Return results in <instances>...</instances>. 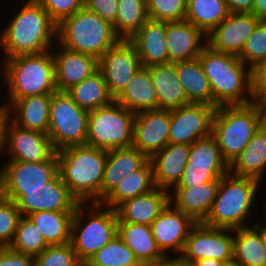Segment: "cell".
<instances>
[{"label":"cell","instance_id":"ffe728a7","mask_svg":"<svg viewBox=\"0 0 266 266\" xmlns=\"http://www.w3.org/2000/svg\"><path fill=\"white\" fill-rule=\"evenodd\" d=\"M57 91L67 92L98 70V59L62 47L58 42L52 49Z\"/></svg>","mask_w":266,"mask_h":266},{"label":"cell","instance_id":"7c38bea8","mask_svg":"<svg viewBox=\"0 0 266 266\" xmlns=\"http://www.w3.org/2000/svg\"><path fill=\"white\" fill-rule=\"evenodd\" d=\"M181 256L193 261L213 258L222 262L233 258V229L196 223L189 231Z\"/></svg>","mask_w":266,"mask_h":266},{"label":"cell","instance_id":"ba28073f","mask_svg":"<svg viewBox=\"0 0 266 266\" xmlns=\"http://www.w3.org/2000/svg\"><path fill=\"white\" fill-rule=\"evenodd\" d=\"M120 38L113 25L85 7L57 27V42L64 48L100 59Z\"/></svg>","mask_w":266,"mask_h":266},{"label":"cell","instance_id":"d6a6232c","mask_svg":"<svg viewBox=\"0 0 266 266\" xmlns=\"http://www.w3.org/2000/svg\"><path fill=\"white\" fill-rule=\"evenodd\" d=\"M155 188L153 166L149 159L140 169L126 176L101 203L115 209L124 201L148 193Z\"/></svg>","mask_w":266,"mask_h":266},{"label":"cell","instance_id":"7dc6e473","mask_svg":"<svg viewBox=\"0 0 266 266\" xmlns=\"http://www.w3.org/2000/svg\"><path fill=\"white\" fill-rule=\"evenodd\" d=\"M228 172L229 171L184 169L180 182L174 188H190V186H200L201 184L211 180H220Z\"/></svg>","mask_w":266,"mask_h":266},{"label":"cell","instance_id":"83f0119b","mask_svg":"<svg viewBox=\"0 0 266 266\" xmlns=\"http://www.w3.org/2000/svg\"><path fill=\"white\" fill-rule=\"evenodd\" d=\"M229 172L263 183V178L266 176V122L254 134L245 149L229 165Z\"/></svg>","mask_w":266,"mask_h":266},{"label":"cell","instance_id":"4fadbf2b","mask_svg":"<svg viewBox=\"0 0 266 266\" xmlns=\"http://www.w3.org/2000/svg\"><path fill=\"white\" fill-rule=\"evenodd\" d=\"M56 153L48 134L20 128L10 119L6 121L4 159L6 156L8 161L36 163L49 160Z\"/></svg>","mask_w":266,"mask_h":266},{"label":"cell","instance_id":"ac0fdd59","mask_svg":"<svg viewBox=\"0 0 266 266\" xmlns=\"http://www.w3.org/2000/svg\"><path fill=\"white\" fill-rule=\"evenodd\" d=\"M260 21L253 13H230L207 35V45L215 51L239 56Z\"/></svg>","mask_w":266,"mask_h":266},{"label":"cell","instance_id":"6125c7cd","mask_svg":"<svg viewBox=\"0 0 266 266\" xmlns=\"http://www.w3.org/2000/svg\"><path fill=\"white\" fill-rule=\"evenodd\" d=\"M263 204L264 205H262V206H264V211H263V214H264V217H266V199H265V201L263 202ZM265 212V213H264Z\"/></svg>","mask_w":266,"mask_h":266},{"label":"cell","instance_id":"484cf974","mask_svg":"<svg viewBox=\"0 0 266 266\" xmlns=\"http://www.w3.org/2000/svg\"><path fill=\"white\" fill-rule=\"evenodd\" d=\"M168 203L169 192L156 187L118 205L115 208L117 221L151 225Z\"/></svg>","mask_w":266,"mask_h":266},{"label":"cell","instance_id":"4dcf8cb0","mask_svg":"<svg viewBox=\"0 0 266 266\" xmlns=\"http://www.w3.org/2000/svg\"><path fill=\"white\" fill-rule=\"evenodd\" d=\"M175 70L189 103L214 106L211 87L198 57L176 62Z\"/></svg>","mask_w":266,"mask_h":266},{"label":"cell","instance_id":"6da1fadb","mask_svg":"<svg viewBox=\"0 0 266 266\" xmlns=\"http://www.w3.org/2000/svg\"><path fill=\"white\" fill-rule=\"evenodd\" d=\"M0 32L1 59L52 50L58 25L36 0H24Z\"/></svg>","mask_w":266,"mask_h":266},{"label":"cell","instance_id":"f1b7e54d","mask_svg":"<svg viewBox=\"0 0 266 266\" xmlns=\"http://www.w3.org/2000/svg\"><path fill=\"white\" fill-rule=\"evenodd\" d=\"M115 101L134 114L158 109V99L149 69L141 66Z\"/></svg>","mask_w":266,"mask_h":266},{"label":"cell","instance_id":"3957f363","mask_svg":"<svg viewBox=\"0 0 266 266\" xmlns=\"http://www.w3.org/2000/svg\"><path fill=\"white\" fill-rule=\"evenodd\" d=\"M107 152L86 144L57 151L58 173L79 203L101 202Z\"/></svg>","mask_w":266,"mask_h":266},{"label":"cell","instance_id":"9a60e30c","mask_svg":"<svg viewBox=\"0 0 266 266\" xmlns=\"http://www.w3.org/2000/svg\"><path fill=\"white\" fill-rule=\"evenodd\" d=\"M216 107L190 103L171 109L169 143L191 145L212 135Z\"/></svg>","mask_w":266,"mask_h":266},{"label":"cell","instance_id":"603a6c76","mask_svg":"<svg viewBox=\"0 0 266 266\" xmlns=\"http://www.w3.org/2000/svg\"><path fill=\"white\" fill-rule=\"evenodd\" d=\"M190 147L191 145L168 143L150 158L156 187L170 192L178 185L188 163Z\"/></svg>","mask_w":266,"mask_h":266},{"label":"cell","instance_id":"836d02e7","mask_svg":"<svg viewBox=\"0 0 266 266\" xmlns=\"http://www.w3.org/2000/svg\"><path fill=\"white\" fill-rule=\"evenodd\" d=\"M74 212L42 210L27 217L36 225L48 245H62L70 242Z\"/></svg>","mask_w":266,"mask_h":266},{"label":"cell","instance_id":"7a4b0ae2","mask_svg":"<svg viewBox=\"0 0 266 266\" xmlns=\"http://www.w3.org/2000/svg\"><path fill=\"white\" fill-rule=\"evenodd\" d=\"M198 59L208 78L214 107L246 105L255 101L253 71L238 56L215 51L206 45Z\"/></svg>","mask_w":266,"mask_h":266},{"label":"cell","instance_id":"5b68a950","mask_svg":"<svg viewBox=\"0 0 266 266\" xmlns=\"http://www.w3.org/2000/svg\"><path fill=\"white\" fill-rule=\"evenodd\" d=\"M265 122V102L254 101L246 105H222L216 108L212 136L229 165Z\"/></svg>","mask_w":266,"mask_h":266},{"label":"cell","instance_id":"bcb514c9","mask_svg":"<svg viewBox=\"0 0 266 266\" xmlns=\"http://www.w3.org/2000/svg\"><path fill=\"white\" fill-rule=\"evenodd\" d=\"M58 25L84 7V0H36Z\"/></svg>","mask_w":266,"mask_h":266},{"label":"cell","instance_id":"c3c4849f","mask_svg":"<svg viewBox=\"0 0 266 266\" xmlns=\"http://www.w3.org/2000/svg\"><path fill=\"white\" fill-rule=\"evenodd\" d=\"M119 0H84V7L112 25L115 23Z\"/></svg>","mask_w":266,"mask_h":266},{"label":"cell","instance_id":"1f68e13d","mask_svg":"<svg viewBox=\"0 0 266 266\" xmlns=\"http://www.w3.org/2000/svg\"><path fill=\"white\" fill-rule=\"evenodd\" d=\"M117 234L133 251L137 261L147 264L164 256L156 244L150 225L118 221Z\"/></svg>","mask_w":266,"mask_h":266},{"label":"cell","instance_id":"7402d4cb","mask_svg":"<svg viewBox=\"0 0 266 266\" xmlns=\"http://www.w3.org/2000/svg\"><path fill=\"white\" fill-rule=\"evenodd\" d=\"M219 183L220 180H211L200 186L173 188L169 192V202L195 223H203L212 208Z\"/></svg>","mask_w":266,"mask_h":266},{"label":"cell","instance_id":"11a10c76","mask_svg":"<svg viewBox=\"0 0 266 266\" xmlns=\"http://www.w3.org/2000/svg\"><path fill=\"white\" fill-rule=\"evenodd\" d=\"M254 222H250V225L252 224L251 227L259 234L262 244L266 248V218L256 219Z\"/></svg>","mask_w":266,"mask_h":266},{"label":"cell","instance_id":"d6986e66","mask_svg":"<svg viewBox=\"0 0 266 266\" xmlns=\"http://www.w3.org/2000/svg\"><path fill=\"white\" fill-rule=\"evenodd\" d=\"M78 204L59 173L40 189L24 190V195L16 202L22 216L42 210L75 211Z\"/></svg>","mask_w":266,"mask_h":266},{"label":"cell","instance_id":"277c9868","mask_svg":"<svg viewBox=\"0 0 266 266\" xmlns=\"http://www.w3.org/2000/svg\"><path fill=\"white\" fill-rule=\"evenodd\" d=\"M1 78L9 107L15 100L57 91L52 50L6 58L0 61ZM2 71V73H1Z\"/></svg>","mask_w":266,"mask_h":266},{"label":"cell","instance_id":"60d3db41","mask_svg":"<svg viewBox=\"0 0 266 266\" xmlns=\"http://www.w3.org/2000/svg\"><path fill=\"white\" fill-rule=\"evenodd\" d=\"M136 261L133 251L118 234L88 260L93 266H126Z\"/></svg>","mask_w":266,"mask_h":266},{"label":"cell","instance_id":"4316f807","mask_svg":"<svg viewBox=\"0 0 266 266\" xmlns=\"http://www.w3.org/2000/svg\"><path fill=\"white\" fill-rule=\"evenodd\" d=\"M51 94L26 96L9 108V119L23 129L48 133Z\"/></svg>","mask_w":266,"mask_h":266},{"label":"cell","instance_id":"ee69618b","mask_svg":"<svg viewBox=\"0 0 266 266\" xmlns=\"http://www.w3.org/2000/svg\"><path fill=\"white\" fill-rule=\"evenodd\" d=\"M77 257L71 243L62 245H48L34 258V266H79Z\"/></svg>","mask_w":266,"mask_h":266},{"label":"cell","instance_id":"d4e9b609","mask_svg":"<svg viewBox=\"0 0 266 266\" xmlns=\"http://www.w3.org/2000/svg\"><path fill=\"white\" fill-rule=\"evenodd\" d=\"M148 160L146 155L132 146L108 150L101 183V202L126 176L140 169Z\"/></svg>","mask_w":266,"mask_h":266},{"label":"cell","instance_id":"9c48e42d","mask_svg":"<svg viewBox=\"0 0 266 266\" xmlns=\"http://www.w3.org/2000/svg\"><path fill=\"white\" fill-rule=\"evenodd\" d=\"M135 114L115 100L89 111L86 145L104 150L132 146Z\"/></svg>","mask_w":266,"mask_h":266},{"label":"cell","instance_id":"91938a15","mask_svg":"<svg viewBox=\"0 0 266 266\" xmlns=\"http://www.w3.org/2000/svg\"><path fill=\"white\" fill-rule=\"evenodd\" d=\"M126 266H146V263L136 261L135 263H132V264L126 265Z\"/></svg>","mask_w":266,"mask_h":266},{"label":"cell","instance_id":"816d5d0a","mask_svg":"<svg viewBox=\"0 0 266 266\" xmlns=\"http://www.w3.org/2000/svg\"><path fill=\"white\" fill-rule=\"evenodd\" d=\"M146 266H190V263L181 255H164L163 257L147 263Z\"/></svg>","mask_w":266,"mask_h":266},{"label":"cell","instance_id":"44dd1931","mask_svg":"<svg viewBox=\"0 0 266 266\" xmlns=\"http://www.w3.org/2000/svg\"><path fill=\"white\" fill-rule=\"evenodd\" d=\"M169 63L197 58L207 45V36L187 20L166 22Z\"/></svg>","mask_w":266,"mask_h":266},{"label":"cell","instance_id":"8fae6325","mask_svg":"<svg viewBox=\"0 0 266 266\" xmlns=\"http://www.w3.org/2000/svg\"><path fill=\"white\" fill-rule=\"evenodd\" d=\"M0 167V195L15 203L24 190L42 188L58 174L57 153L41 162L7 161Z\"/></svg>","mask_w":266,"mask_h":266},{"label":"cell","instance_id":"f5cc1de1","mask_svg":"<svg viewBox=\"0 0 266 266\" xmlns=\"http://www.w3.org/2000/svg\"><path fill=\"white\" fill-rule=\"evenodd\" d=\"M230 13H252L254 0H225Z\"/></svg>","mask_w":266,"mask_h":266},{"label":"cell","instance_id":"e0dca14e","mask_svg":"<svg viewBox=\"0 0 266 266\" xmlns=\"http://www.w3.org/2000/svg\"><path fill=\"white\" fill-rule=\"evenodd\" d=\"M196 223L170 202L151 223V230L164 255H181L189 231Z\"/></svg>","mask_w":266,"mask_h":266},{"label":"cell","instance_id":"ab89813d","mask_svg":"<svg viewBox=\"0 0 266 266\" xmlns=\"http://www.w3.org/2000/svg\"><path fill=\"white\" fill-rule=\"evenodd\" d=\"M47 246L36 225L27 216H22L9 248L35 258Z\"/></svg>","mask_w":266,"mask_h":266},{"label":"cell","instance_id":"8992f818","mask_svg":"<svg viewBox=\"0 0 266 266\" xmlns=\"http://www.w3.org/2000/svg\"><path fill=\"white\" fill-rule=\"evenodd\" d=\"M261 185L255 179L226 173L220 179L216 198L203 224L227 229L251 226L248 223Z\"/></svg>","mask_w":266,"mask_h":266},{"label":"cell","instance_id":"f546056e","mask_svg":"<svg viewBox=\"0 0 266 266\" xmlns=\"http://www.w3.org/2000/svg\"><path fill=\"white\" fill-rule=\"evenodd\" d=\"M152 76L158 99V109H175L190 104L178 80L175 63L147 67Z\"/></svg>","mask_w":266,"mask_h":266},{"label":"cell","instance_id":"db71d44e","mask_svg":"<svg viewBox=\"0 0 266 266\" xmlns=\"http://www.w3.org/2000/svg\"><path fill=\"white\" fill-rule=\"evenodd\" d=\"M9 119V108L5 102L0 103V157H3L5 124Z\"/></svg>","mask_w":266,"mask_h":266},{"label":"cell","instance_id":"74e56055","mask_svg":"<svg viewBox=\"0 0 266 266\" xmlns=\"http://www.w3.org/2000/svg\"><path fill=\"white\" fill-rule=\"evenodd\" d=\"M184 169L229 171V164L215 138L210 135L191 144L188 163Z\"/></svg>","mask_w":266,"mask_h":266},{"label":"cell","instance_id":"d590c367","mask_svg":"<svg viewBox=\"0 0 266 266\" xmlns=\"http://www.w3.org/2000/svg\"><path fill=\"white\" fill-rule=\"evenodd\" d=\"M229 14L225 0H187L185 20L207 36Z\"/></svg>","mask_w":266,"mask_h":266},{"label":"cell","instance_id":"680465c9","mask_svg":"<svg viewBox=\"0 0 266 266\" xmlns=\"http://www.w3.org/2000/svg\"><path fill=\"white\" fill-rule=\"evenodd\" d=\"M223 266H244V265L235 258H232L230 260L224 261Z\"/></svg>","mask_w":266,"mask_h":266},{"label":"cell","instance_id":"2e32d148","mask_svg":"<svg viewBox=\"0 0 266 266\" xmlns=\"http://www.w3.org/2000/svg\"><path fill=\"white\" fill-rule=\"evenodd\" d=\"M170 109H155L135 114L132 147L149 159L169 143Z\"/></svg>","mask_w":266,"mask_h":266},{"label":"cell","instance_id":"5bb4252c","mask_svg":"<svg viewBox=\"0 0 266 266\" xmlns=\"http://www.w3.org/2000/svg\"><path fill=\"white\" fill-rule=\"evenodd\" d=\"M140 67V58L130 40L120 39L98 60V70L114 99Z\"/></svg>","mask_w":266,"mask_h":266},{"label":"cell","instance_id":"9f6ffc18","mask_svg":"<svg viewBox=\"0 0 266 266\" xmlns=\"http://www.w3.org/2000/svg\"><path fill=\"white\" fill-rule=\"evenodd\" d=\"M252 13L261 20H266V0H254Z\"/></svg>","mask_w":266,"mask_h":266},{"label":"cell","instance_id":"8d00e7d4","mask_svg":"<svg viewBox=\"0 0 266 266\" xmlns=\"http://www.w3.org/2000/svg\"><path fill=\"white\" fill-rule=\"evenodd\" d=\"M233 258L244 266H262L266 262V248L251 226L233 229Z\"/></svg>","mask_w":266,"mask_h":266},{"label":"cell","instance_id":"7bdbcfd3","mask_svg":"<svg viewBox=\"0 0 266 266\" xmlns=\"http://www.w3.org/2000/svg\"><path fill=\"white\" fill-rule=\"evenodd\" d=\"M148 17L157 21H182L186 17L187 0H146Z\"/></svg>","mask_w":266,"mask_h":266},{"label":"cell","instance_id":"94428289","mask_svg":"<svg viewBox=\"0 0 266 266\" xmlns=\"http://www.w3.org/2000/svg\"><path fill=\"white\" fill-rule=\"evenodd\" d=\"M79 266H93L88 261L87 262H80Z\"/></svg>","mask_w":266,"mask_h":266},{"label":"cell","instance_id":"52a82bcc","mask_svg":"<svg viewBox=\"0 0 266 266\" xmlns=\"http://www.w3.org/2000/svg\"><path fill=\"white\" fill-rule=\"evenodd\" d=\"M117 230L115 209L101 202L79 203L71 222L70 243L80 262H87Z\"/></svg>","mask_w":266,"mask_h":266},{"label":"cell","instance_id":"b9f144b4","mask_svg":"<svg viewBox=\"0 0 266 266\" xmlns=\"http://www.w3.org/2000/svg\"><path fill=\"white\" fill-rule=\"evenodd\" d=\"M238 58L252 71L266 60V20L257 24Z\"/></svg>","mask_w":266,"mask_h":266},{"label":"cell","instance_id":"f35d334b","mask_svg":"<svg viewBox=\"0 0 266 266\" xmlns=\"http://www.w3.org/2000/svg\"><path fill=\"white\" fill-rule=\"evenodd\" d=\"M148 19L146 0H119L113 28L120 39L130 40Z\"/></svg>","mask_w":266,"mask_h":266},{"label":"cell","instance_id":"f6af8a7d","mask_svg":"<svg viewBox=\"0 0 266 266\" xmlns=\"http://www.w3.org/2000/svg\"><path fill=\"white\" fill-rule=\"evenodd\" d=\"M21 217L16 203L0 195V248L12 243Z\"/></svg>","mask_w":266,"mask_h":266},{"label":"cell","instance_id":"681fc988","mask_svg":"<svg viewBox=\"0 0 266 266\" xmlns=\"http://www.w3.org/2000/svg\"><path fill=\"white\" fill-rule=\"evenodd\" d=\"M0 266H34V257L16 252L9 247H2Z\"/></svg>","mask_w":266,"mask_h":266},{"label":"cell","instance_id":"30bf717a","mask_svg":"<svg viewBox=\"0 0 266 266\" xmlns=\"http://www.w3.org/2000/svg\"><path fill=\"white\" fill-rule=\"evenodd\" d=\"M89 111L79 107L67 92L51 94L48 136L55 149L85 145Z\"/></svg>","mask_w":266,"mask_h":266},{"label":"cell","instance_id":"cb8c5ba5","mask_svg":"<svg viewBox=\"0 0 266 266\" xmlns=\"http://www.w3.org/2000/svg\"><path fill=\"white\" fill-rule=\"evenodd\" d=\"M166 21L148 19L130 39L142 67L169 63L166 47Z\"/></svg>","mask_w":266,"mask_h":266},{"label":"cell","instance_id":"f907efd6","mask_svg":"<svg viewBox=\"0 0 266 266\" xmlns=\"http://www.w3.org/2000/svg\"><path fill=\"white\" fill-rule=\"evenodd\" d=\"M253 93L255 101H266V60L253 70Z\"/></svg>","mask_w":266,"mask_h":266},{"label":"cell","instance_id":"e575fe53","mask_svg":"<svg viewBox=\"0 0 266 266\" xmlns=\"http://www.w3.org/2000/svg\"><path fill=\"white\" fill-rule=\"evenodd\" d=\"M67 93L79 107L87 111L106 106L115 100L99 70L70 88Z\"/></svg>","mask_w":266,"mask_h":266},{"label":"cell","instance_id":"6f0895ef","mask_svg":"<svg viewBox=\"0 0 266 266\" xmlns=\"http://www.w3.org/2000/svg\"><path fill=\"white\" fill-rule=\"evenodd\" d=\"M222 261L213 259V258H208V259H201V260H196L193 261L190 266H223Z\"/></svg>","mask_w":266,"mask_h":266}]
</instances>
